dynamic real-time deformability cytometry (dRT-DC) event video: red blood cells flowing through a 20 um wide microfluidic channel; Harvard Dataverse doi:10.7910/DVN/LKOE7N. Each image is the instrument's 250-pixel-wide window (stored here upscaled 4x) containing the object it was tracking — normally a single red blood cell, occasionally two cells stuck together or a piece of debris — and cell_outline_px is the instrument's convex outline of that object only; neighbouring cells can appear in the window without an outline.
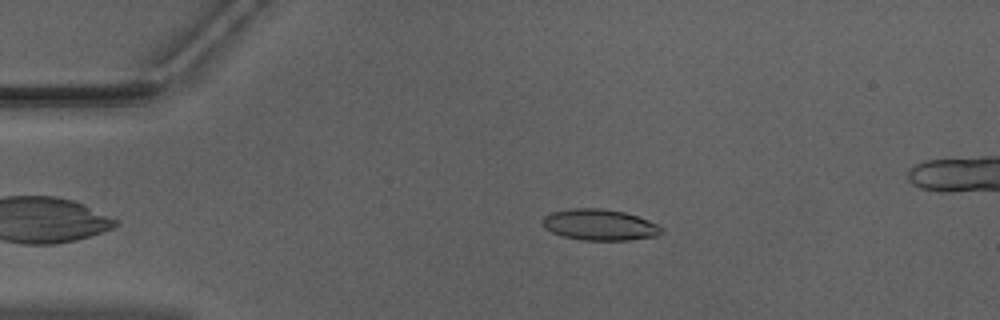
{"species": "Egyptian fruit bat (a non-hibernating species)", "species_latin": "Rousettus aegyptiacus", "temperature_condition": "warm", "stored_images_in_passage": 47, "camera_frame_rate_fps": 3000, "um_per_image_px": 0.085, "animal": {"sex": "male"}, "frame": {"image": 1, "passage_image": 7, "time_ms": 2.0, "image_size_px": [1000, 320], "cell_outline_px": [[664, 228], [656, 236], [628, 240], [584, 240], [564, 236], [552, 232], [544, 228], [540, 220], [544, 216], [552, 212], [568, 208], [600, 208], [624, 212], [648, 220]], "centroid_in_image_um": [50.92, 19.1], "position_along_channel_um": 34.1, "area_um2": 21.5}}
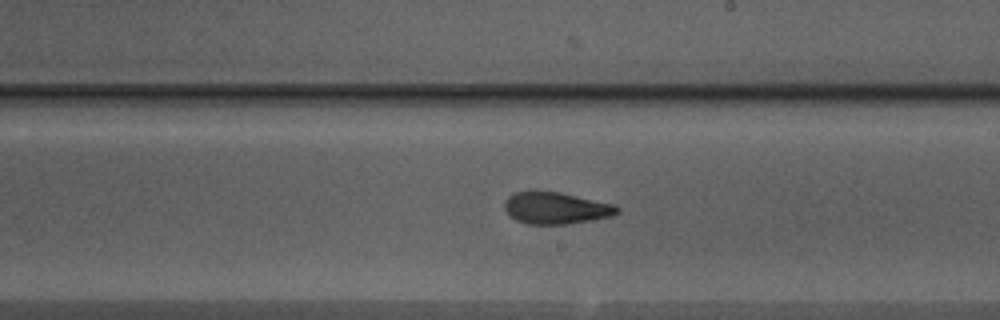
{"frame": {"image": 2, "passage_image": 26, "time_ms": 8.333, "image_size_px": [1000, 320], "cell_outline_px": [[620, 212], [612, 216], [592, 220], [564, 224], [528, 224], [516, 220], [504, 208], [504, 200], [512, 192], [528, 188], [560, 192], [616, 204], [620, 208]], "centroid_in_image_um": [47.23, 17.64], "position_along_channel_um": 241.8, "area_um2": 21.56}}
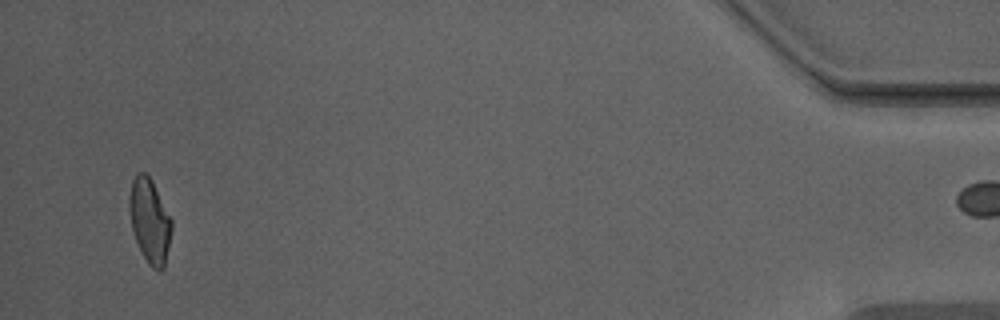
{"frame": {"image": 3, "passage_image": 46, "time_ms": 15.0, "image_size_px": [1000, 320], "cell_outline_px": [[172, 228], [164, 268], [160, 272], [152, 268], [148, 264], [140, 252], [132, 228], [128, 212], [128, 196], [132, 180], [140, 172], [144, 172], [152, 180], [172, 220]], "centroid_in_image_um": [12.71, 18.79], "position_along_channel_um": 422.5, "area_um2": 20.92}, "authors_computed_cell_mechanics": {"area_um2": 21.3282, "velocity_mm_per_s": 3.9808, "shape_relaxation_time_tau1_ms": null, "shape_relaxation_time_tau2_ms": 1.5045, "deformation_change_tau1": null, "deformation_change_tau2": 0.0758}}